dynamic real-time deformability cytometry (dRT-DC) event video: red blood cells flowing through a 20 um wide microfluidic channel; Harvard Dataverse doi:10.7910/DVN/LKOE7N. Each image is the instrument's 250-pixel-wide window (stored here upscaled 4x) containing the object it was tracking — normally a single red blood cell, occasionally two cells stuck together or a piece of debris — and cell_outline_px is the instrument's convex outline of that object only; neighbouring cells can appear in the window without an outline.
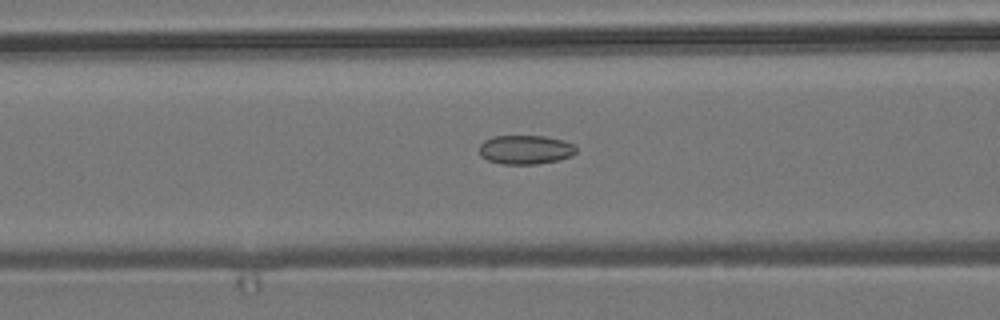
{"species": "common noctule bat (a hibernating species)", "species_latin": "Nyctalus noctula", "temperature_condition": "room temperature", "stored_images_in_passage": 44, "camera_frame_rate_fps": 3000, "um_per_image_px": 0.085, "animal": {"sex": "male", "body_mass_g": 19.2, "forearm_length_mm": 51.8}, "frame": {"image": 1, "passage_image": 11, "time_ms": 3.333, "image_size_px": [1000, 320], "cell_outline_px": [[576, 152], [572, 156], [560, 160], [536, 164], [500, 164], [488, 160], [480, 156], [480, 144], [484, 140], [492, 136], [544, 136], [564, 140], [572, 144], [576, 148]], "centroid_in_image_um": [44.66, 12.72], "position_along_channel_um": 121.9, "area_um2": 16.53}}
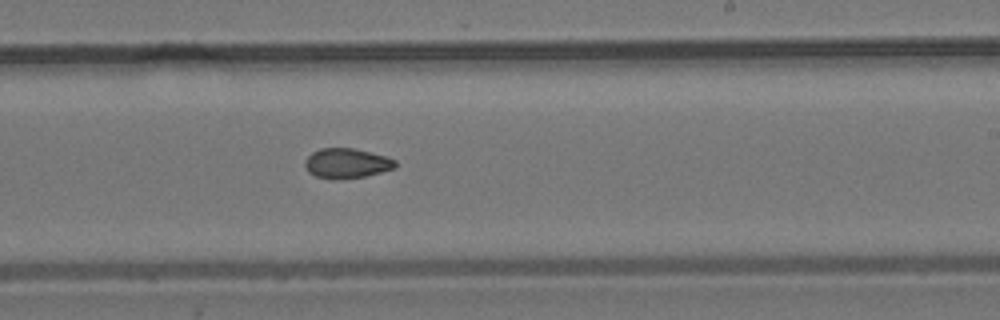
{"frame": {"image": 2, "passage_image": 22, "time_ms": 7.0, "image_size_px": [1000, 320], "cell_outline_px": [[396, 168], [364, 176], [340, 180], [332, 180], [316, 176], [308, 172], [304, 164], [304, 160], [312, 152], [320, 148], [352, 148], [384, 156], [396, 160]], "centroid_in_image_um": [29.43, 13.89], "position_along_channel_um": 259.6, "area_um2": 15.78}}
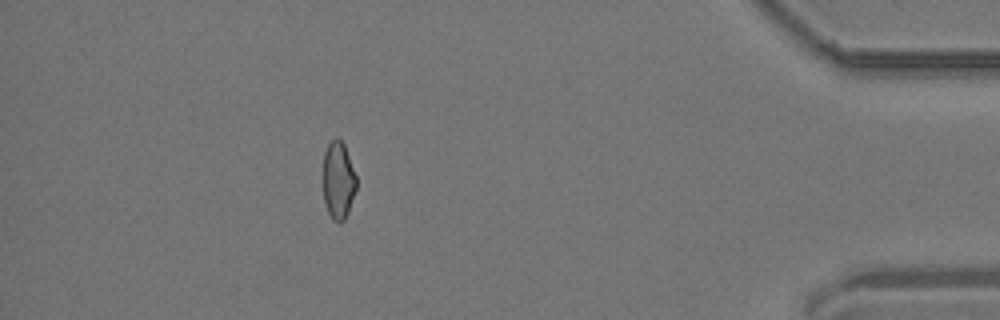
{"frame": {"image": 3, "passage_image": 38, "time_ms": 12.333, "image_size_px": [1000, 320], "cell_outline_px": [[356, 188], [348, 212], [344, 220], [340, 224], [332, 220], [328, 212], [324, 200], [324, 152], [328, 144], [336, 136], [344, 144], [356, 176]], "centroid_in_image_um": [28.75, 15.35], "position_along_channel_um": 406.4, "area_um2": 14.91}, "authors_computed_cell_mechanics": {"area_um2": 15.9528, "velocity_mm_per_s": 3.7512, "shape_relaxation_time_tau1_ms": null, "shape_relaxation_time_tau2_ms": 2.0926, "deformation_change_tau1": null, "deformation_change_tau2": 0.0629}}